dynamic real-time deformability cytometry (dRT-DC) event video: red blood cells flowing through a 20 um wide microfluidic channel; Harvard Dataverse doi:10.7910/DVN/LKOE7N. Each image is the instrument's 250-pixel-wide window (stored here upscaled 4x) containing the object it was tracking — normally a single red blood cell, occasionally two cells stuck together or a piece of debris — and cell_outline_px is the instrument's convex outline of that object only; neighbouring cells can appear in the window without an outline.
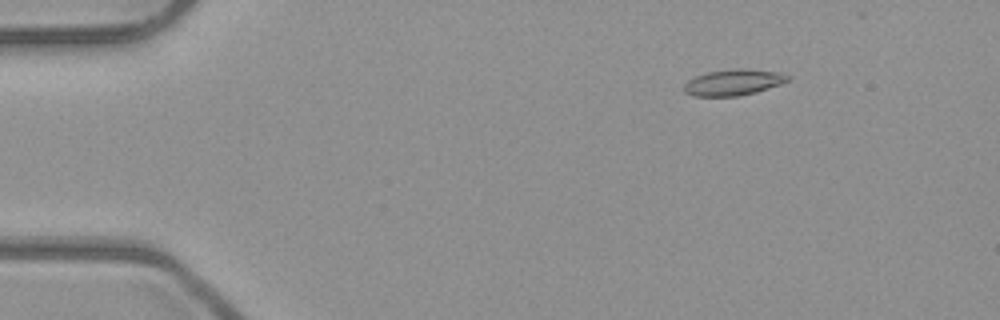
{"species": "common noctule bat (a hibernating species)", "species_latin": "Nyctalus noctula", "temperature_condition": "room temperature", "stored_images_in_passage": 53, "camera_frame_rate_fps": 3000, "um_per_image_px": 0.085, "animal": {"sex": "male", "body_mass_g": 23.1, "forearm_length_mm": 52.7}, "frame": {"image": 1, "passage_image": 8, "time_ms": 2.333, "image_size_px": [1000, 320], "cell_outline_px": [[792, 76], [788, 80], [780, 84], [756, 92], [736, 96], [692, 96], [684, 92], [684, 84], [688, 80], [696, 76], [708, 72], [780, 72]], "centroid_in_image_um": [62.28, 7.07], "position_along_channel_um": 22.7, "area_um2": 14.62}}
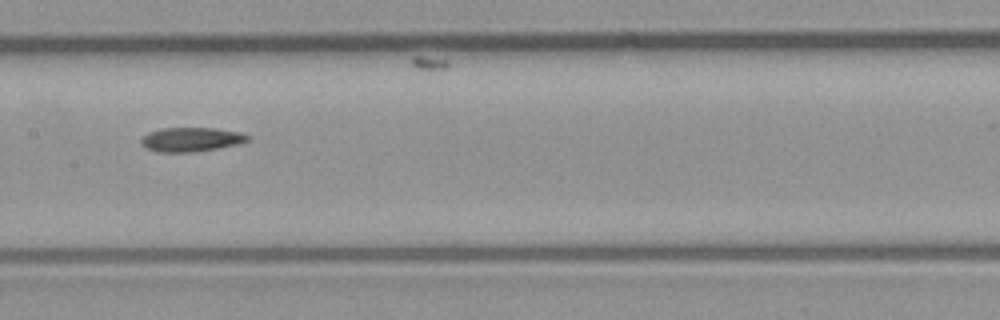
{"frame": {"image": 2, "passage_image": 27, "time_ms": 8.667, "image_size_px": [1000, 320], "cell_outline_px": [[248, 140], [236, 144], [216, 148], [192, 152], [156, 152], [140, 144], [140, 140], [148, 132], [160, 128], [216, 128], [240, 132], [248, 136]], "centroid_in_image_um": [16.19, 11.85], "position_along_channel_um": 191.2, "area_um2": 14.85}}
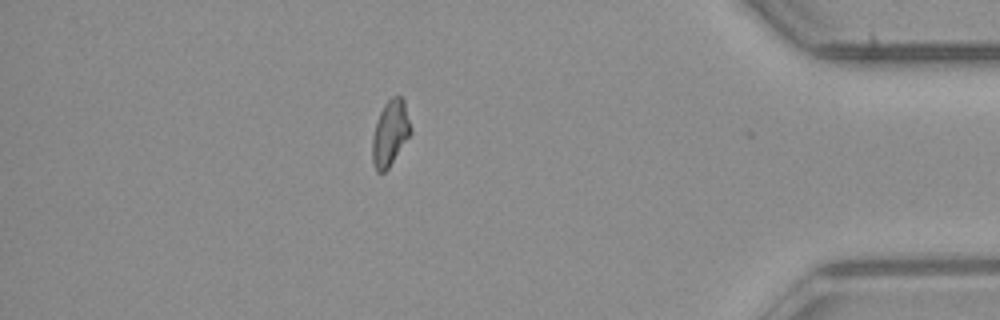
{"frame": {"image": 3, "passage_image": 46, "time_ms": 15.0, "image_size_px": [1000, 320], "cell_outline_px": [[412, 132], [388, 168], [384, 172], [376, 172], [372, 160], [372, 136], [380, 112], [384, 104], [392, 96], [400, 96], [404, 100], [412, 128]], "centroid_in_image_um": [33.17, 11.31], "position_along_channel_um": 402.0, "area_um2": 14.62}, "authors_computed_cell_mechanics": {"area_um2": 14.9124, "velocity_mm_per_s": 3.9969, "shape_relaxation_time_tau1_ms": null, "shape_relaxation_time_tau2_ms": 5.5267, "deformation_change_tau1": null, "deformation_change_tau2": 0.1291}}